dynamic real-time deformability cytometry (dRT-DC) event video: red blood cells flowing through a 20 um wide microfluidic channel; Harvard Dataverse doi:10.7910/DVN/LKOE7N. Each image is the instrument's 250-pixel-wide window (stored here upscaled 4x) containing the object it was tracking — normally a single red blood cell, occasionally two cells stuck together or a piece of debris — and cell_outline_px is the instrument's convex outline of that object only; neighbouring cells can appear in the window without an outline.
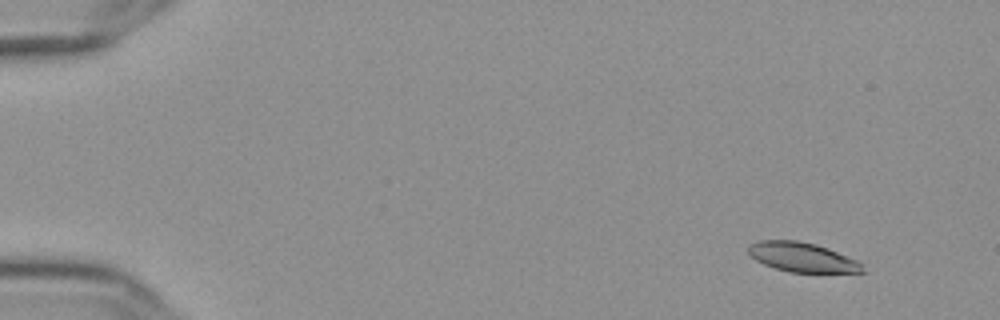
{"species": "Egyptian fruit bat (a non-hibernating species)", "species_latin": "Rousettus aegyptiacus", "temperature_condition": "cold", "stored_images_in_passage": 58, "camera_frame_rate_fps": 3000, "um_per_image_px": 0.085, "frame": {"image": 1, "passage_image": 6, "time_ms": 1.667, "image_size_px": [1000, 320], "cell_outline_px": [[864, 272], [788, 272], [764, 264], [756, 260], [748, 252], [748, 244], [760, 240], [796, 240], [816, 244], [828, 248], [856, 260], [860, 264]], "centroid_in_image_um": [68.13, 21.85], "position_along_channel_um": 16.9, "area_um2": 19.36}}
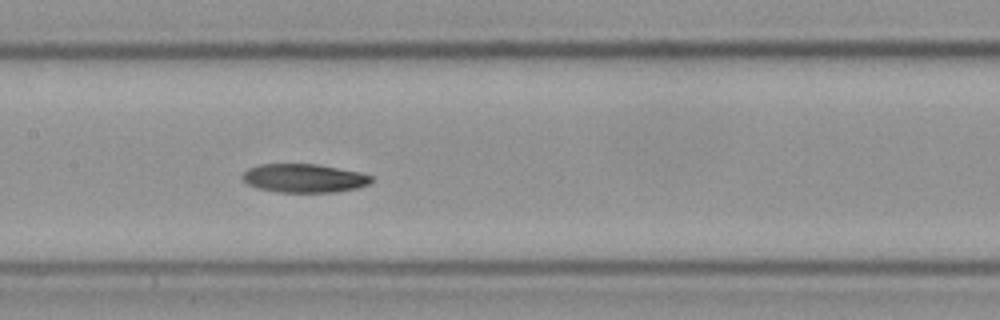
{"frame": {"image": 2, "passage_image": 30, "time_ms": 9.667, "image_size_px": [1000, 320], "cell_outline_px": [[372, 180], [368, 184], [356, 188], [336, 192], [280, 192], [256, 188], [248, 184], [240, 176], [248, 168], [260, 164], [316, 164], [360, 172], [372, 176]], "centroid_in_image_um": [25.82, 15.14], "position_along_channel_um": 181.6, "area_um2": 21.44}}
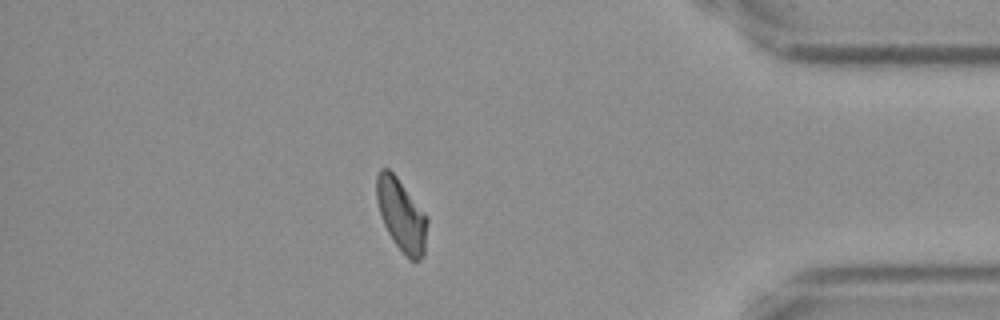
{"frame": {"image": 3, "passage_image": 51, "time_ms": 16.667, "image_size_px": [1000, 320], "cell_outline_px": [[428, 220], [424, 256], [420, 260], [408, 260], [392, 240], [384, 224], [376, 200], [376, 176], [380, 168], [388, 168], [396, 176], [428, 216]], "centroid_in_image_um": [34.13, 18.3], "position_along_channel_um": 401.1, "area_um2": 21.5}, "authors_computed_cell_mechanics": {"area_um2": 21.4438, "velocity_mm_per_s": 3.5968, "shape_relaxation_time_tau1_ms": 11.2719, "shape_relaxation_time_tau2_ms": null, "deformation_change_tau1": 0.2291, "deformation_change_tau2": null}}